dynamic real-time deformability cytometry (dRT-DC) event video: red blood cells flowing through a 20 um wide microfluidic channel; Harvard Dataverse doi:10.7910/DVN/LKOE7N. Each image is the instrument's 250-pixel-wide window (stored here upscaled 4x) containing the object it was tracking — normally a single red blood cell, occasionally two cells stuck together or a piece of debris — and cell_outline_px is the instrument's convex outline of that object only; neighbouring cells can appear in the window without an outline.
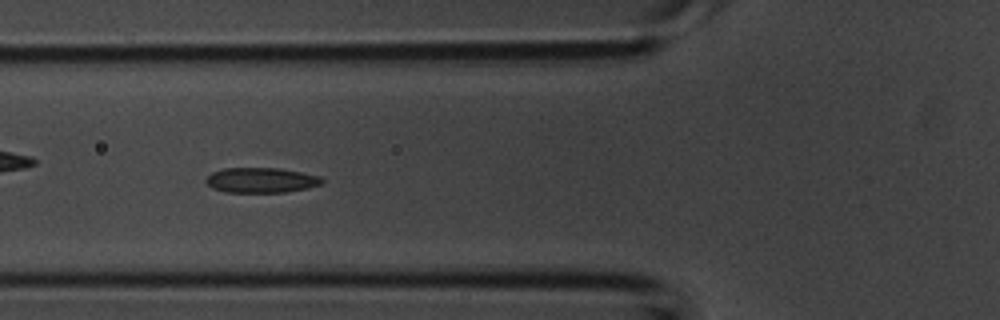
{"species": "common noctule bat (a hibernating species)", "species_latin": "Nyctalus noctula", "temperature_condition": "room temperature", "stored_images_in_passage": 33, "camera_frame_rate_fps": 3000, "um_per_image_px": 0.085, "animal": {"sex": "male", "body_mass_g": 20.1, "forearm_length_mm": 53.5}, "frame": {"image": 1, "passage_image": 5, "time_ms": 1.333, "image_size_px": [1000, 320], "cell_outline_px": [[324, 180], [320, 184], [308, 188], [284, 192], [224, 192], [212, 188], [204, 180], [212, 172], [224, 168], [280, 168], [320, 176]], "centroid_in_image_um": [22.18, 15.31], "position_along_channel_um": 103.6, "area_um2": 16.94}}
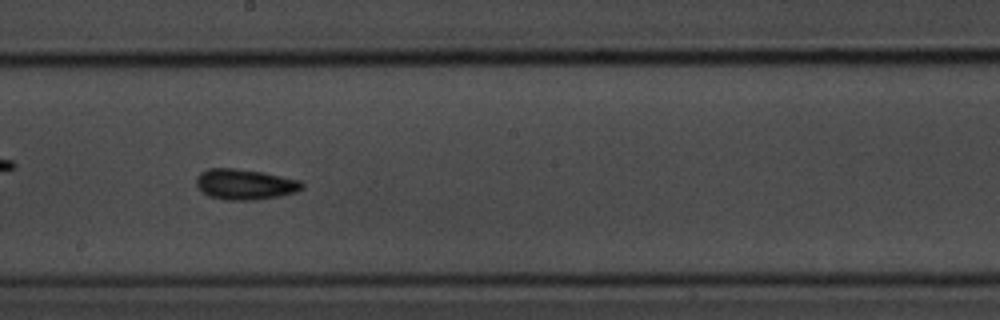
{"frame": {"image": 2, "passage_image": 13, "time_ms": 4.0, "image_size_px": [1000, 320], "cell_outline_px": [[304, 188], [296, 192], [280, 196], [256, 200], [224, 200], [208, 196], [196, 184], [196, 180], [204, 172], [212, 168], [232, 168], [264, 172], [300, 180], [304, 184]], "centroid_in_image_um": [20.89, 15.68], "position_along_channel_um": 227.3, "area_um2": 18.73}}
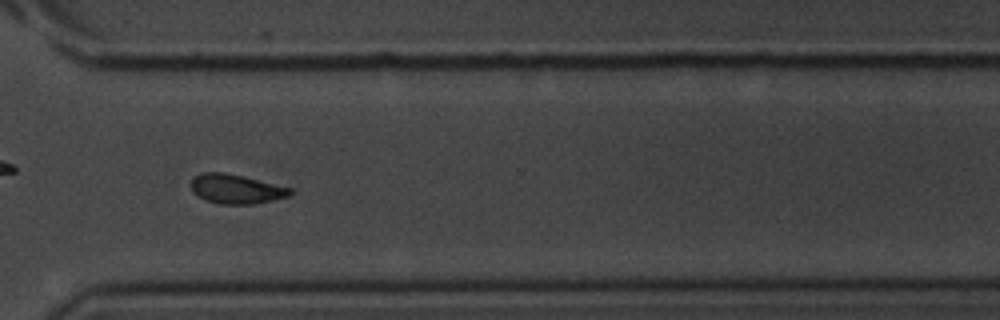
{"frame": {"image": 3, "passage_image": 21, "time_ms": 6.667, "image_size_px": [1000, 320], "cell_outline_px": [[292, 192], [288, 196], [252, 204], [220, 204], [204, 200], [196, 196], [192, 192], [192, 176], [200, 172], [224, 172], [244, 176], [292, 188]], "centroid_in_image_um": [20.01, 16.05], "position_along_channel_um": 350.6, "area_um2": 17.05}}